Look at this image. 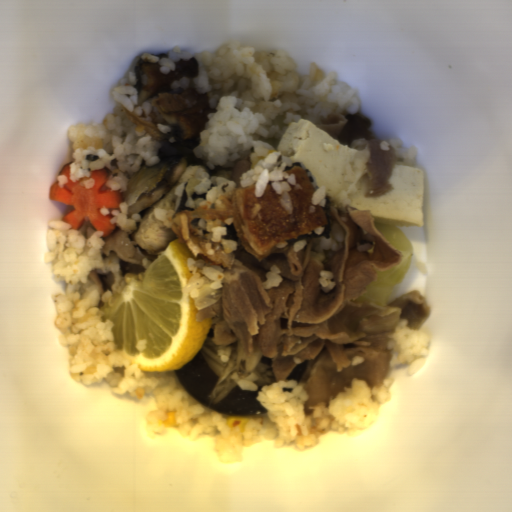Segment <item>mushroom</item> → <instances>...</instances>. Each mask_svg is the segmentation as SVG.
Masks as SVG:
<instances>
[{
	"mask_svg": "<svg viewBox=\"0 0 512 512\" xmlns=\"http://www.w3.org/2000/svg\"><path fill=\"white\" fill-rule=\"evenodd\" d=\"M238 350L213 342V324L200 352L172 373L176 384L209 409L223 416L268 415L257 400L259 390H243L230 376L235 373Z\"/></svg>",
	"mask_w": 512,
	"mask_h": 512,
	"instance_id": "mushroom-1",
	"label": "mushroom"
}]
</instances>
